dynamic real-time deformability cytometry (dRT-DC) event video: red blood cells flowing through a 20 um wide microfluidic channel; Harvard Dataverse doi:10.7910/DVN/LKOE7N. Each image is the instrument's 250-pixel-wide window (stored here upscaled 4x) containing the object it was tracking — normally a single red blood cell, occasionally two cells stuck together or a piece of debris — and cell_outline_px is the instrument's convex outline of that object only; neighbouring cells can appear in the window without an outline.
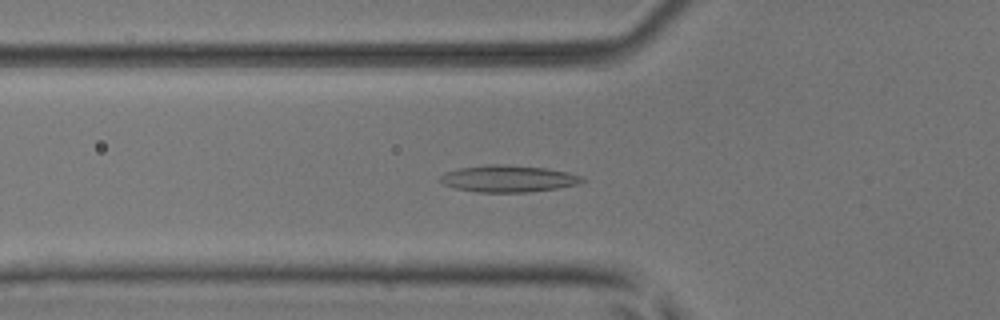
{"species": "common noctule bat (a hibernating species)", "species_latin": "Nyctalus noctula", "temperature_condition": "room temperature", "stored_images_in_passage": 39, "camera_frame_rate_fps": 3000, "um_per_image_px": 0.085, "animal": {"sex": "male", "body_mass_g": 17.9, "forearm_length_mm": 54.2}, "frame": {"image": 1, "passage_image": 6, "time_ms": 1.667, "image_size_px": [1000, 320], "cell_outline_px": [[588, 180], [576, 184], [556, 188], [528, 192], [476, 192], [456, 188], [444, 184], [436, 180], [444, 172], [460, 168], [488, 164], [496, 164], [544, 168], [568, 172], [580, 176]], "centroid_in_image_um": [43.15, 15.19], "position_along_channel_um": 82.6, "area_um2": 22.02}}
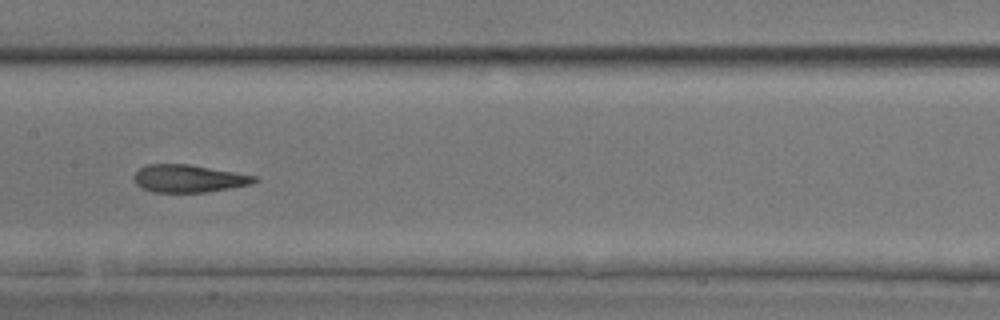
{"frame": {"image": 2, "passage_image": 14, "time_ms": 4.333, "image_size_px": [1000, 320], "cell_outline_px": [[256, 180], [252, 184], [204, 192], [152, 192], [140, 188], [136, 184], [132, 176], [140, 168], [148, 164], [188, 164], [256, 176]], "centroid_in_image_um": [15.96, 15.18], "position_along_channel_um": 191.4, "area_um2": 19.19}}
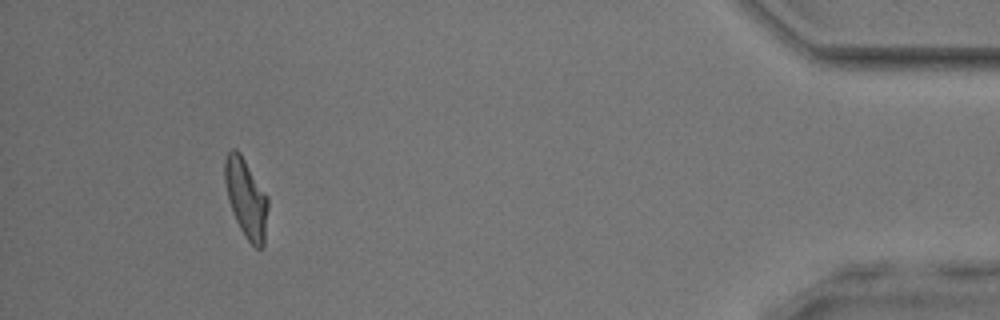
{"frame": {"image": 3, "passage_image": 35, "time_ms": 11.333, "image_size_px": [1000, 320], "cell_outline_px": [[268, 208], [264, 244], [260, 248], [256, 248], [244, 236], [232, 212], [228, 200], [224, 180], [224, 160], [228, 152], [232, 148], [236, 148], [240, 152], [268, 196]], "centroid_in_image_um": [20.91, 16.82], "position_along_channel_um": 414.3, "area_um2": 20.0}, "authors_computed_cell_mechanics": {"area_um2": 19.5942, "velocity_mm_per_s": 4.0771, "shape_relaxation_time_tau1_ms": 10.3492, "shape_relaxation_time_tau2_ms": 1.8836, "deformation_change_tau1": 0.2474, "deformation_change_tau2": 0.1048}}